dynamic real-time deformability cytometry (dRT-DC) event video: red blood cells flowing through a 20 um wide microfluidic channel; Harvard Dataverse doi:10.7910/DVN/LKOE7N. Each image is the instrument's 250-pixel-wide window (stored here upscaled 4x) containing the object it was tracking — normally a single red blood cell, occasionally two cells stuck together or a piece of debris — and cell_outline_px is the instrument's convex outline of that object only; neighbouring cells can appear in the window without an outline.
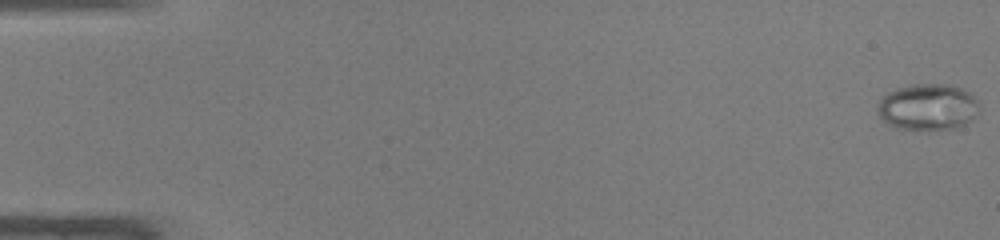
{"species": "common noctule bat (a hibernating species)", "species_latin": "Nyctalus noctula", "temperature_condition": "warm", "stored_images_in_passage": 48, "camera_frame_rate_fps": 3000, "um_per_image_px": 0.085, "animal": {"sex": "male", "body_mass_g": 19.0, "forearm_length_mm": 50.8}, "frame": {"image": 1, "passage_image": 1, "time_ms": 0.0, "image_size_px": [1000, 240], "cell_outline_px": [[980, 112], [972, 120], [964, 124], [952, 128], [896, 128], [884, 120], [880, 116], [876, 104], [888, 92], [912, 84], [948, 84], [960, 88], [968, 92], [980, 104]], "centroid_in_image_um": [78.9, 9.07], "position_along_channel_um": 6.1, "area_um2": 27.05}}
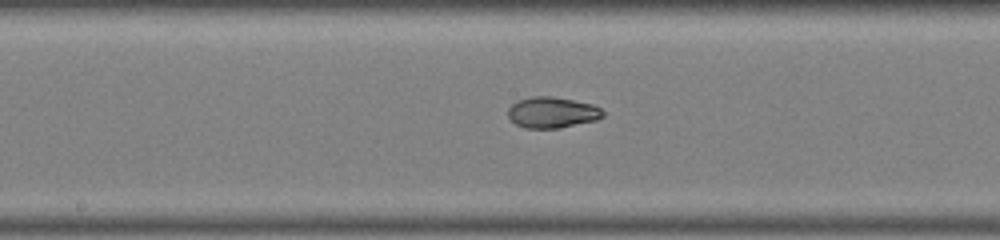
{"frame": {"image": 2, "passage_image": 26, "time_ms": 8.333, "image_size_px": [1000, 240], "cell_outline_px": [[604, 116], [596, 120], [560, 128], [524, 128], [516, 124], [508, 116], [508, 108], [512, 104], [520, 100], [532, 96], [552, 96], [592, 104], [600, 108], [604, 112]], "centroid_in_image_um": [46.94, 9.56], "position_along_channel_um": 201.3, "area_um2": 17.05}}
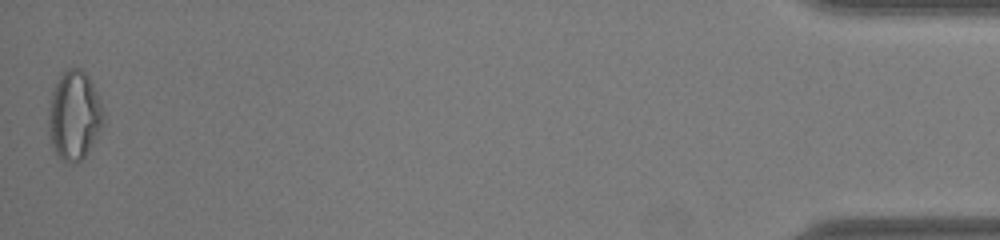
{"frame": {"image": 3, "passage_image": 48, "time_ms": 15.667, "image_size_px": [1000, 240], "cell_outline_px": [[104, 124], [88, 152], [80, 160], [68, 164], [56, 152], [52, 144], [48, 124], [48, 112], [52, 88], [60, 72], [68, 68], [80, 68], [88, 76], [104, 108]], "centroid_in_image_um": [6.31, 9.77], "position_along_channel_um": 428.9, "area_um2": 28.61}, "authors_computed_cell_mechanics": {"area_um2": 20.4901, "velocity_mm_per_s": 4.3085, "shape_relaxation_time_tau1_ms": null, "shape_relaxation_time_tau2_ms": 2.1012, "deformation_change_tau1": null, "deformation_change_tau2": 0.0481}}